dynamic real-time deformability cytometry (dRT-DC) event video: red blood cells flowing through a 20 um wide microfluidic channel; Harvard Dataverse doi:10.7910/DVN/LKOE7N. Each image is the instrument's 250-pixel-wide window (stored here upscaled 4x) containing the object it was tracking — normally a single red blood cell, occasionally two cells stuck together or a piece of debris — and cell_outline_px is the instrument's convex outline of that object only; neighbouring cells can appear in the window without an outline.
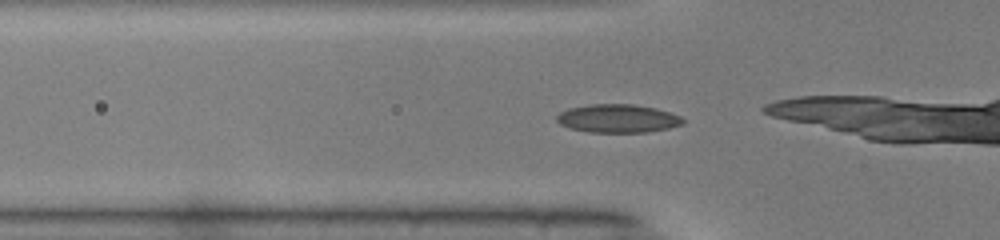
{"species": "common noctule bat (a hibernating species)", "species_latin": "Nyctalus noctula", "temperature_condition": "warm", "stored_images_in_passage": 50, "camera_frame_rate_fps": 3000, "um_per_image_px": 0.085, "animal": {"sex": "male", "body_mass_g": 19.0, "forearm_length_mm": 50.8}, "frame": {"image": 1, "passage_image": 17, "time_ms": 5.333, "image_size_px": [1000, 240], "cell_outline_px": [[684, 124], [668, 128], [648, 132], [588, 132], [572, 128], [560, 124], [556, 120], [556, 116], [560, 112], [568, 108], [592, 104], [632, 104], [656, 108], [680, 116], [684, 120]], "centroid_in_image_um": [52.51, 10.07], "position_along_channel_um": 73.3, "area_um2": 20.75}}
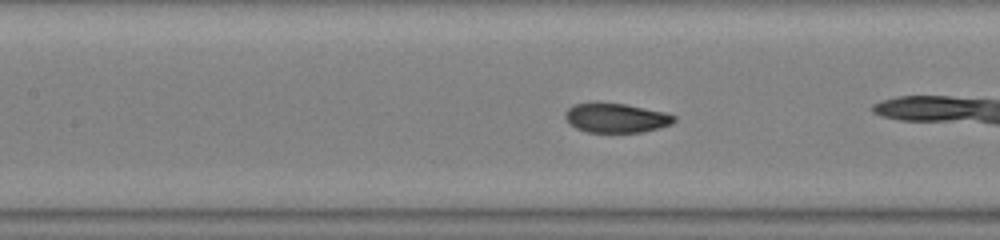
{"frame": {"image": 2, "passage_image": 23, "time_ms": 7.333, "image_size_px": [1000, 240], "cell_outline_px": [[676, 120], [672, 124], [660, 128], [640, 132], [588, 132], [576, 128], [564, 116], [564, 112], [572, 104], [592, 100], [596, 100], [624, 104], [664, 112], [676, 116]], "centroid_in_image_um": [52.33, 9.98], "position_along_channel_um": 155.1, "area_um2": 19.07}}
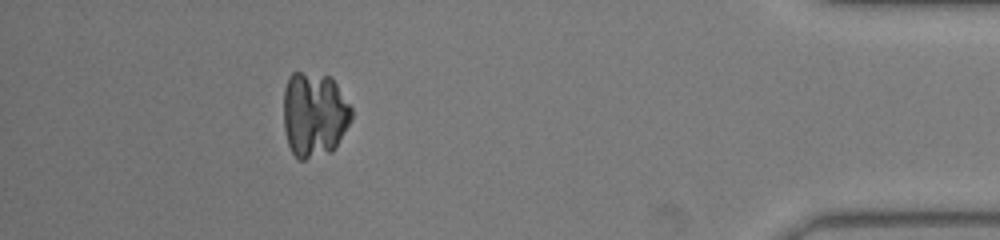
{"frame": {"image": 3, "passage_image": 45, "time_ms": 14.667, "image_size_px": [1000, 240], "cell_outline_px": [[352, 120], [336, 148], [332, 152], [304, 160], [300, 160], [292, 152], [288, 144], [284, 128], [284, 88], [288, 76], [292, 72], [300, 72], [328, 76], [336, 84], [352, 108]], "centroid_in_image_um": [26.72, 9.75], "position_along_channel_um": 408.5, "area_um2": 33.87}}